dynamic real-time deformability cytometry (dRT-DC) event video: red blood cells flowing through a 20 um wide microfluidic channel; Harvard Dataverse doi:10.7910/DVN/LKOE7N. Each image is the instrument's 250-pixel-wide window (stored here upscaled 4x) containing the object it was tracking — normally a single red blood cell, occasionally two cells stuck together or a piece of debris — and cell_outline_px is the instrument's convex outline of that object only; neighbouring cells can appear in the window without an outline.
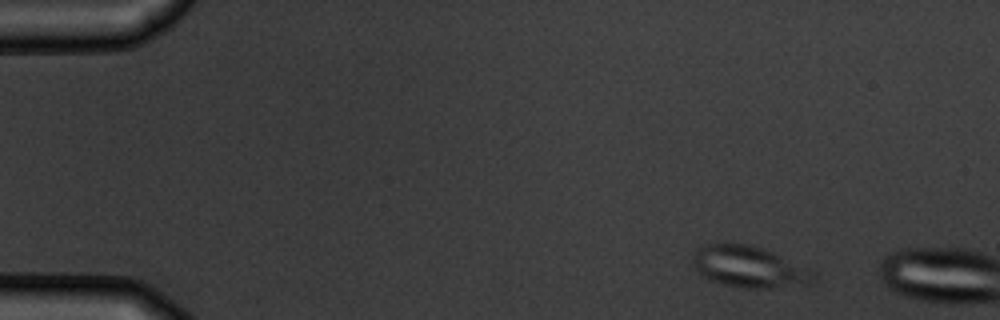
{"species": "common noctule bat (a hibernating species)", "species_latin": "Nyctalus noctula", "temperature_condition": "warm", "stored_images_in_passage": 2, "camera_frame_rate_fps": 3000, "um_per_image_px": 0.085, "animal": {"sex": "male", "body_mass_g": 19.5, "forearm_length_mm": 54.6}, "frame": {"image": 1, "passage_image": 1, "time_ms": 0.0, "image_size_px": [1000, 320], "cell_outline_px": [[816, 280], [768, 288], [744, 288], [724, 284], [708, 280], [696, 272], [692, 268], [692, 252], [696, 248], [716, 240], [728, 240], [748, 244], [772, 252], [812, 268], [816, 276]], "centroid_in_image_um": [63.53, 22.61], "position_along_channel_um": 21.5, "area_um2": 29.82}}